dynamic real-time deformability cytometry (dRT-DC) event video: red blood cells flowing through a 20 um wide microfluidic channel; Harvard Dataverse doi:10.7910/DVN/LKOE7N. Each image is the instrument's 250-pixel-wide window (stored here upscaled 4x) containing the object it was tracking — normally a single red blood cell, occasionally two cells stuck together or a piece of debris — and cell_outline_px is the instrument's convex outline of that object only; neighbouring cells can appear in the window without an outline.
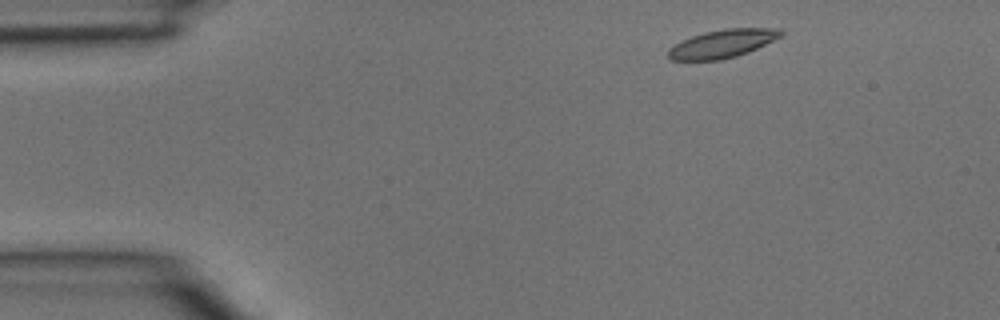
{"species": "common noctule bat (a hibernating species)", "species_latin": "Nyctalus noctula", "temperature_condition": "room temperature", "stored_images_in_passage": 4, "camera_frame_rate_fps": 3000, "um_per_image_px": 0.085, "animal": {"sex": "male", "body_mass_g": 15.6}, "frame": {"image": 1, "passage_image": 1, "time_ms": 0.0, "image_size_px": [1000, 320], "cell_outline_px": [[784, 32], [780, 36], [748, 52], [736, 56], [720, 60], [668, 60], [668, 48], [692, 36], [704, 32], [724, 28], [780, 28]], "centroid_in_image_um": [61.38, 3.71], "position_along_channel_um": 23.6, "area_um2": 18.32}}
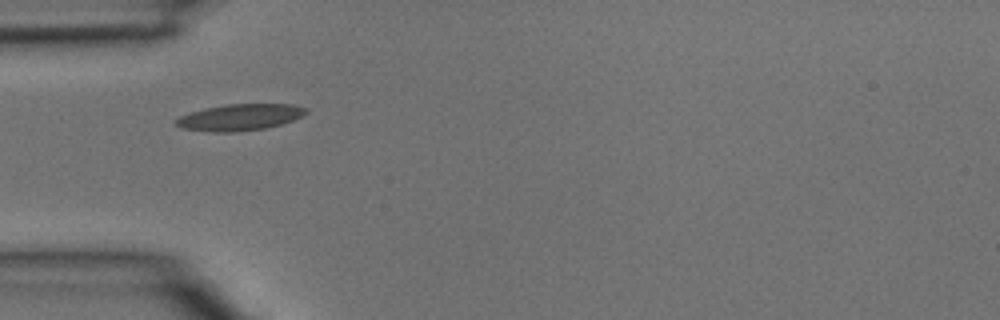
{"frame": {"image": 2, "passage_image": 3, "time_ms": 0.667, "image_size_px": [1000, 320], "cell_outline_px": [[308, 112], [292, 120], [280, 124], [264, 128], [232, 132], [212, 132], [180, 128], [172, 120], [188, 112], [204, 108], [228, 104], [292, 104], [308, 108]], "centroid_in_image_um": [20.32, 9.96], "position_along_channel_um": 64.7, "area_um2": 20.06}}